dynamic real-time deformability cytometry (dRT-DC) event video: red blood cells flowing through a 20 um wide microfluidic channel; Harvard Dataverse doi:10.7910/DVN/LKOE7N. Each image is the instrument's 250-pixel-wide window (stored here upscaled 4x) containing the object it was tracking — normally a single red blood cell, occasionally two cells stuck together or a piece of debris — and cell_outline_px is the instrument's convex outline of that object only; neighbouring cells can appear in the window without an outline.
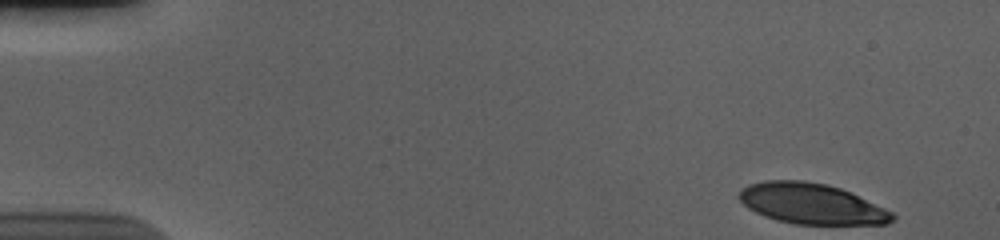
{"species": "human", "species_latin": "Homo sapiens", "temperature_condition": "cold", "stored_images_in_passage": 53, "camera_frame_rate_fps": 3000, "um_per_image_px": 0.085, "donor": {"sex": "male"}, "frame": {"image": 1, "passage_image": 1, "time_ms": 0.0, "image_size_px": [1000, 240], "cell_outline_px": [[896, 216], [888, 224], [796, 224], [776, 220], [764, 216], [748, 208], [736, 196], [740, 188], [748, 184], [764, 180], [804, 180], [824, 184], [840, 188], [884, 208], [892, 212]], "centroid_in_image_um": [68.91, 17.31], "position_along_channel_um": 16.1, "area_um2": 36.18}}
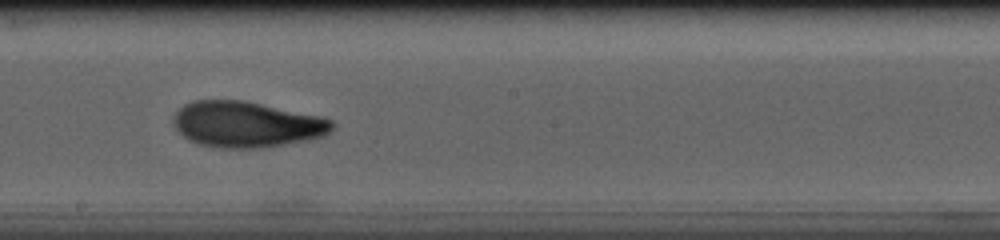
{"frame": {"image": 2, "passage_image": 29, "time_ms": 9.333, "image_size_px": [1000, 240], "cell_outline_px": [[336, 124], [324, 136], [308, 140], [264, 148], [216, 148], [200, 144], [188, 140], [176, 128], [172, 120], [172, 116], [184, 104], [192, 100], [244, 100], [320, 116], [332, 120]], "centroid_in_image_um": [20.95, 10.57], "position_along_channel_um": 227.3, "area_um2": 42.66}}
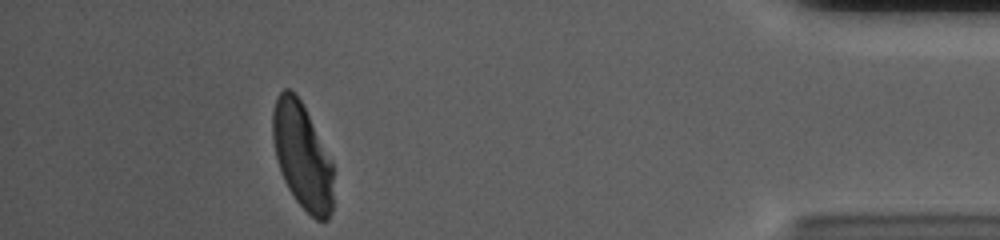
{"frame": {"image": 3, "passage_image": 48, "time_ms": 15.667, "image_size_px": [1000, 240], "cell_outline_px": [[332, 212], [328, 220], [316, 220], [296, 200], [288, 188], [280, 172], [272, 140], [272, 112], [276, 96], [284, 88], [288, 88], [300, 100], [332, 160]], "centroid_in_image_um": [25.67, 13.26], "position_along_channel_um": 409.5, "area_um2": 37.22}, "authors_computed_cell_mechanics": {"area_um2": 39.9398, "velocity_mm_per_s": 3.6696, "shape_relaxation_time_tau1_ms": 4.8862, "shape_relaxation_time_tau2_ms": 1.2556, "deformation_change_tau1": 0.1958, "deformation_change_tau2": 0.0725}}